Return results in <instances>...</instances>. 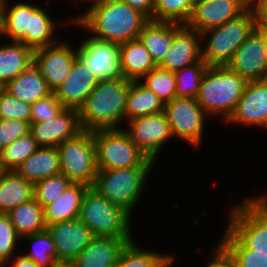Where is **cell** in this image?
<instances>
[{
  "mask_svg": "<svg viewBox=\"0 0 267 267\" xmlns=\"http://www.w3.org/2000/svg\"><path fill=\"white\" fill-rule=\"evenodd\" d=\"M90 5L77 16L71 15L68 24L91 32L94 39L122 44L139 37L150 20L140 10L120 0H84ZM73 16V17H72Z\"/></svg>",
  "mask_w": 267,
  "mask_h": 267,
  "instance_id": "obj_1",
  "label": "cell"
},
{
  "mask_svg": "<svg viewBox=\"0 0 267 267\" xmlns=\"http://www.w3.org/2000/svg\"><path fill=\"white\" fill-rule=\"evenodd\" d=\"M130 85L131 80L124 77L100 80L79 109L81 128L90 131L122 128Z\"/></svg>",
  "mask_w": 267,
  "mask_h": 267,
  "instance_id": "obj_2",
  "label": "cell"
},
{
  "mask_svg": "<svg viewBox=\"0 0 267 267\" xmlns=\"http://www.w3.org/2000/svg\"><path fill=\"white\" fill-rule=\"evenodd\" d=\"M247 81L228 66H208L201 81L196 100L204 112L223 123L233 113Z\"/></svg>",
  "mask_w": 267,
  "mask_h": 267,
  "instance_id": "obj_3",
  "label": "cell"
},
{
  "mask_svg": "<svg viewBox=\"0 0 267 267\" xmlns=\"http://www.w3.org/2000/svg\"><path fill=\"white\" fill-rule=\"evenodd\" d=\"M256 27L254 13L249 7L239 17L202 32V59L208 66L227 65Z\"/></svg>",
  "mask_w": 267,
  "mask_h": 267,
  "instance_id": "obj_4",
  "label": "cell"
},
{
  "mask_svg": "<svg viewBox=\"0 0 267 267\" xmlns=\"http://www.w3.org/2000/svg\"><path fill=\"white\" fill-rule=\"evenodd\" d=\"M78 219L90 229L93 236L133 239L131 214L92 187L83 197Z\"/></svg>",
  "mask_w": 267,
  "mask_h": 267,
  "instance_id": "obj_5",
  "label": "cell"
},
{
  "mask_svg": "<svg viewBox=\"0 0 267 267\" xmlns=\"http://www.w3.org/2000/svg\"><path fill=\"white\" fill-rule=\"evenodd\" d=\"M154 166L98 170L94 188L111 203L123 207L131 215L138 205L146 181ZM133 211V212H132Z\"/></svg>",
  "mask_w": 267,
  "mask_h": 267,
  "instance_id": "obj_6",
  "label": "cell"
},
{
  "mask_svg": "<svg viewBox=\"0 0 267 267\" xmlns=\"http://www.w3.org/2000/svg\"><path fill=\"white\" fill-rule=\"evenodd\" d=\"M94 141L98 170L156 164L136 146L124 128L95 130Z\"/></svg>",
  "mask_w": 267,
  "mask_h": 267,
  "instance_id": "obj_7",
  "label": "cell"
},
{
  "mask_svg": "<svg viewBox=\"0 0 267 267\" xmlns=\"http://www.w3.org/2000/svg\"><path fill=\"white\" fill-rule=\"evenodd\" d=\"M61 174L72 183L93 187L98 172L94 131L82 129L58 147Z\"/></svg>",
  "mask_w": 267,
  "mask_h": 267,
  "instance_id": "obj_8",
  "label": "cell"
},
{
  "mask_svg": "<svg viewBox=\"0 0 267 267\" xmlns=\"http://www.w3.org/2000/svg\"><path fill=\"white\" fill-rule=\"evenodd\" d=\"M226 229L246 248L267 253V208L255 197L231 206Z\"/></svg>",
  "mask_w": 267,
  "mask_h": 267,
  "instance_id": "obj_9",
  "label": "cell"
},
{
  "mask_svg": "<svg viewBox=\"0 0 267 267\" xmlns=\"http://www.w3.org/2000/svg\"><path fill=\"white\" fill-rule=\"evenodd\" d=\"M164 113L171 127L174 138H178L191 147H199L204 137V112L195 98H174L165 103Z\"/></svg>",
  "mask_w": 267,
  "mask_h": 267,
  "instance_id": "obj_10",
  "label": "cell"
},
{
  "mask_svg": "<svg viewBox=\"0 0 267 267\" xmlns=\"http://www.w3.org/2000/svg\"><path fill=\"white\" fill-rule=\"evenodd\" d=\"M127 123L128 129L123 127L124 130L136 146L154 162L168 140L174 138L164 112L136 118Z\"/></svg>",
  "mask_w": 267,
  "mask_h": 267,
  "instance_id": "obj_11",
  "label": "cell"
},
{
  "mask_svg": "<svg viewBox=\"0 0 267 267\" xmlns=\"http://www.w3.org/2000/svg\"><path fill=\"white\" fill-rule=\"evenodd\" d=\"M83 37L85 39L77 47V57L88 66L98 80L123 77L119 44L97 40L91 36Z\"/></svg>",
  "mask_w": 267,
  "mask_h": 267,
  "instance_id": "obj_12",
  "label": "cell"
},
{
  "mask_svg": "<svg viewBox=\"0 0 267 267\" xmlns=\"http://www.w3.org/2000/svg\"><path fill=\"white\" fill-rule=\"evenodd\" d=\"M60 40L53 45L34 50V64L46 80L48 88L55 90L68 76L77 57V47Z\"/></svg>",
  "mask_w": 267,
  "mask_h": 267,
  "instance_id": "obj_13",
  "label": "cell"
},
{
  "mask_svg": "<svg viewBox=\"0 0 267 267\" xmlns=\"http://www.w3.org/2000/svg\"><path fill=\"white\" fill-rule=\"evenodd\" d=\"M246 81L267 79V47L264 34L256 27L226 65Z\"/></svg>",
  "mask_w": 267,
  "mask_h": 267,
  "instance_id": "obj_14",
  "label": "cell"
},
{
  "mask_svg": "<svg viewBox=\"0 0 267 267\" xmlns=\"http://www.w3.org/2000/svg\"><path fill=\"white\" fill-rule=\"evenodd\" d=\"M250 0H196L186 26L202 33L243 14Z\"/></svg>",
  "mask_w": 267,
  "mask_h": 267,
  "instance_id": "obj_15",
  "label": "cell"
},
{
  "mask_svg": "<svg viewBox=\"0 0 267 267\" xmlns=\"http://www.w3.org/2000/svg\"><path fill=\"white\" fill-rule=\"evenodd\" d=\"M224 123L267 129V79L247 81L233 113Z\"/></svg>",
  "mask_w": 267,
  "mask_h": 267,
  "instance_id": "obj_16",
  "label": "cell"
},
{
  "mask_svg": "<svg viewBox=\"0 0 267 267\" xmlns=\"http://www.w3.org/2000/svg\"><path fill=\"white\" fill-rule=\"evenodd\" d=\"M81 130L79 110L63 108L54 119L31 123L29 133L39 147H58Z\"/></svg>",
  "mask_w": 267,
  "mask_h": 267,
  "instance_id": "obj_17",
  "label": "cell"
},
{
  "mask_svg": "<svg viewBox=\"0 0 267 267\" xmlns=\"http://www.w3.org/2000/svg\"><path fill=\"white\" fill-rule=\"evenodd\" d=\"M57 251V262H72L90 243L93 234L78 218L46 227Z\"/></svg>",
  "mask_w": 267,
  "mask_h": 267,
  "instance_id": "obj_18",
  "label": "cell"
},
{
  "mask_svg": "<svg viewBox=\"0 0 267 267\" xmlns=\"http://www.w3.org/2000/svg\"><path fill=\"white\" fill-rule=\"evenodd\" d=\"M98 82L88 66L77 58L68 76L54 93L64 108L79 110Z\"/></svg>",
  "mask_w": 267,
  "mask_h": 267,
  "instance_id": "obj_19",
  "label": "cell"
},
{
  "mask_svg": "<svg viewBox=\"0 0 267 267\" xmlns=\"http://www.w3.org/2000/svg\"><path fill=\"white\" fill-rule=\"evenodd\" d=\"M201 33L184 25L175 35L159 67L175 72L202 60Z\"/></svg>",
  "mask_w": 267,
  "mask_h": 267,
  "instance_id": "obj_20",
  "label": "cell"
},
{
  "mask_svg": "<svg viewBox=\"0 0 267 267\" xmlns=\"http://www.w3.org/2000/svg\"><path fill=\"white\" fill-rule=\"evenodd\" d=\"M135 239L94 236L72 261L77 267H114L127 245Z\"/></svg>",
  "mask_w": 267,
  "mask_h": 267,
  "instance_id": "obj_21",
  "label": "cell"
},
{
  "mask_svg": "<svg viewBox=\"0 0 267 267\" xmlns=\"http://www.w3.org/2000/svg\"><path fill=\"white\" fill-rule=\"evenodd\" d=\"M183 24L149 20L143 27L139 39L149 51L153 61L158 66L169 52L174 35Z\"/></svg>",
  "mask_w": 267,
  "mask_h": 267,
  "instance_id": "obj_22",
  "label": "cell"
},
{
  "mask_svg": "<svg viewBox=\"0 0 267 267\" xmlns=\"http://www.w3.org/2000/svg\"><path fill=\"white\" fill-rule=\"evenodd\" d=\"M89 188L83 183H71L55 202L44 207L46 225L77 219L83 197Z\"/></svg>",
  "mask_w": 267,
  "mask_h": 267,
  "instance_id": "obj_23",
  "label": "cell"
},
{
  "mask_svg": "<svg viewBox=\"0 0 267 267\" xmlns=\"http://www.w3.org/2000/svg\"><path fill=\"white\" fill-rule=\"evenodd\" d=\"M16 172L33 184L61 174L60 156L57 147H39L21 163Z\"/></svg>",
  "mask_w": 267,
  "mask_h": 267,
  "instance_id": "obj_24",
  "label": "cell"
},
{
  "mask_svg": "<svg viewBox=\"0 0 267 267\" xmlns=\"http://www.w3.org/2000/svg\"><path fill=\"white\" fill-rule=\"evenodd\" d=\"M120 66L125 79L139 81L157 65L139 38L119 44Z\"/></svg>",
  "mask_w": 267,
  "mask_h": 267,
  "instance_id": "obj_25",
  "label": "cell"
},
{
  "mask_svg": "<svg viewBox=\"0 0 267 267\" xmlns=\"http://www.w3.org/2000/svg\"><path fill=\"white\" fill-rule=\"evenodd\" d=\"M34 63V50L17 41L0 45V83L9 81L28 69Z\"/></svg>",
  "mask_w": 267,
  "mask_h": 267,
  "instance_id": "obj_26",
  "label": "cell"
},
{
  "mask_svg": "<svg viewBox=\"0 0 267 267\" xmlns=\"http://www.w3.org/2000/svg\"><path fill=\"white\" fill-rule=\"evenodd\" d=\"M4 89L17 99L30 104L52 93L34 63L15 79L9 81Z\"/></svg>",
  "mask_w": 267,
  "mask_h": 267,
  "instance_id": "obj_27",
  "label": "cell"
},
{
  "mask_svg": "<svg viewBox=\"0 0 267 267\" xmlns=\"http://www.w3.org/2000/svg\"><path fill=\"white\" fill-rule=\"evenodd\" d=\"M34 199V184L16 171L0 176V213L7 214L20 204Z\"/></svg>",
  "mask_w": 267,
  "mask_h": 267,
  "instance_id": "obj_28",
  "label": "cell"
},
{
  "mask_svg": "<svg viewBox=\"0 0 267 267\" xmlns=\"http://www.w3.org/2000/svg\"><path fill=\"white\" fill-rule=\"evenodd\" d=\"M165 104L139 81H131L126 100L125 123L136 118L164 112Z\"/></svg>",
  "mask_w": 267,
  "mask_h": 267,
  "instance_id": "obj_29",
  "label": "cell"
},
{
  "mask_svg": "<svg viewBox=\"0 0 267 267\" xmlns=\"http://www.w3.org/2000/svg\"><path fill=\"white\" fill-rule=\"evenodd\" d=\"M7 215L20 238L43 231L47 227L44 220V208L35 199L18 205Z\"/></svg>",
  "mask_w": 267,
  "mask_h": 267,
  "instance_id": "obj_30",
  "label": "cell"
},
{
  "mask_svg": "<svg viewBox=\"0 0 267 267\" xmlns=\"http://www.w3.org/2000/svg\"><path fill=\"white\" fill-rule=\"evenodd\" d=\"M5 0V33L4 38L26 45V31H29L30 15L40 6L20 1L10 4Z\"/></svg>",
  "mask_w": 267,
  "mask_h": 267,
  "instance_id": "obj_31",
  "label": "cell"
},
{
  "mask_svg": "<svg viewBox=\"0 0 267 267\" xmlns=\"http://www.w3.org/2000/svg\"><path fill=\"white\" fill-rule=\"evenodd\" d=\"M46 8L39 6L30 15L29 31H26V46L33 50L47 47L58 42L57 36H54L57 23L49 15ZM47 10V11H46ZM54 36V37H53ZM56 38V39H55Z\"/></svg>",
  "mask_w": 267,
  "mask_h": 267,
  "instance_id": "obj_32",
  "label": "cell"
},
{
  "mask_svg": "<svg viewBox=\"0 0 267 267\" xmlns=\"http://www.w3.org/2000/svg\"><path fill=\"white\" fill-rule=\"evenodd\" d=\"M175 255L139 248L136 241L127 245L114 267H171Z\"/></svg>",
  "mask_w": 267,
  "mask_h": 267,
  "instance_id": "obj_33",
  "label": "cell"
},
{
  "mask_svg": "<svg viewBox=\"0 0 267 267\" xmlns=\"http://www.w3.org/2000/svg\"><path fill=\"white\" fill-rule=\"evenodd\" d=\"M218 245L235 262L236 267H267V253L246 249L227 229Z\"/></svg>",
  "mask_w": 267,
  "mask_h": 267,
  "instance_id": "obj_34",
  "label": "cell"
},
{
  "mask_svg": "<svg viewBox=\"0 0 267 267\" xmlns=\"http://www.w3.org/2000/svg\"><path fill=\"white\" fill-rule=\"evenodd\" d=\"M21 239L33 245L30 252L24 255L35 261L39 267L57 266L56 247L47 229L23 236Z\"/></svg>",
  "mask_w": 267,
  "mask_h": 267,
  "instance_id": "obj_35",
  "label": "cell"
},
{
  "mask_svg": "<svg viewBox=\"0 0 267 267\" xmlns=\"http://www.w3.org/2000/svg\"><path fill=\"white\" fill-rule=\"evenodd\" d=\"M208 65L202 59L174 72L176 98H196Z\"/></svg>",
  "mask_w": 267,
  "mask_h": 267,
  "instance_id": "obj_36",
  "label": "cell"
},
{
  "mask_svg": "<svg viewBox=\"0 0 267 267\" xmlns=\"http://www.w3.org/2000/svg\"><path fill=\"white\" fill-rule=\"evenodd\" d=\"M195 2L196 0H155L152 20L186 25Z\"/></svg>",
  "mask_w": 267,
  "mask_h": 267,
  "instance_id": "obj_37",
  "label": "cell"
},
{
  "mask_svg": "<svg viewBox=\"0 0 267 267\" xmlns=\"http://www.w3.org/2000/svg\"><path fill=\"white\" fill-rule=\"evenodd\" d=\"M139 82L153 91L164 104L176 97V81L172 71L156 66L144 75Z\"/></svg>",
  "mask_w": 267,
  "mask_h": 267,
  "instance_id": "obj_38",
  "label": "cell"
},
{
  "mask_svg": "<svg viewBox=\"0 0 267 267\" xmlns=\"http://www.w3.org/2000/svg\"><path fill=\"white\" fill-rule=\"evenodd\" d=\"M39 148L30 133L0 150L2 163L7 171L16 169Z\"/></svg>",
  "mask_w": 267,
  "mask_h": 267,
  "instance_id": "obj_39",
  "label": "cell"
},
{
  "mask_svg": "<svg viewBox=\"0 0 267 267\" xmlns=\"http://www.w3.org/2000/svg\"><path fill=\"white\" fill-rule=\"evenodd\" d=\"M71 183L63 174L38 181L34 184V199L44 208L55 202Z\"/></svg>",
  "mask_w": 267,
  "mask_h": 267,
  "instance_id": "obj_40",
  "label": "cell"
},
{
  "mask_svg": "<svg viewBox=\"0 0 267 267\" xmlns=\"http://www.w3.org/2000/svg\"><path fill=\"white\" fill-rule=\"evenodd\" d=\"M21 238L17 235L7 214L0 213V267L16 254Z\"/></svg>",
  "mask_w": 267,
  "mask_h": 267,
  "instance_id": "obj_41",
  "label": "cell"
},
{
  "mask_svg": "<svg viewBox=\"0 0 267 267\" xmlns=\"http://www.w3.org/2000/svg\"><path fill=\"white\" fill-rule=\"evenodd\" d=\"M31 104L23 102L5 89L0 93V119H18L30 124Z\"/></svg>",
  "mask_w": 267,
  "mask_h": 267,
  "instance_id": "obj_42",
  "label": "cell"
},
{
  "mask_svg": "<svg viewBox=\"0 0 267 267\" xmlns=\"http://www.w3.org/2000/svg\"><path fill=\"white\" fill-rule=\"evenodd\" d=\"M63 108L56 94L52 92L47 97L31 104L30 124L54 119Z\"/></svg>",
  "mask_w": 267,
  "mask_h": 267,
  "instance_id": "obj_43",
  "label": "cell"
},
{
  "mask_svg": "<svg viewBox=\"0 0 267 267\" xmlns=\"http://www.w3.org/2000/svg\"><path fill=\"white\" fill-rule=\"evenodd\" d=\"M30 124L18 119H0V150L29 133Z\"/></svg>",
  "mask_w": 267,
  "mask_h": 267,
  "instance_id": "obj_44",
  "label": "cell"
},
{
  "mask_svg": "<svg viewBox=\"0 0 267 267\" xmlns=\"http://www.w3.org/2000/svg\"><path fill=\"white\" fill-rule=\"evenodd\" d=\"M257 28H267V0H250Z\"/></svg>",
  "mask_w": 267,
  "mask_h": 267,
  "instance_id": "obj_45",
  "label": "cell"
},
{
  "mask_svg": "<svg viewBox=\"0 0 267 267\" xmlns=\"http://www.w3.org/2000/svg\"><path fill=\"white\" fill-rule=\"evenodd\" d=\"M213 254L206 267H236L235 262L218 244H216Z\"/></svg>",
  "mask_w": 267,
  "mask_h": 267,
  "instance_id": "obj_46",
  "label": "cell"
},
{
  "mask_svg": "<svg viewBox=\"0 0 267 267\" xmlns=\"http://www.w3.org/2000/svg\"><path fill=\"white\" fill-rule=\"evenodd\" d=\"M120 1L129 4L132 8L140 10L150 20H152V15L155 8V0H120Z\"/></svg>",
  "mask_w": 267,
  "mask_h": 267,
  "instance_id": "obj_47",
  "label": "cell"
},
{
  "mask_svg": "<svg viewBox=\"0 0 267 267\" xmlns=\"http://www.w3.org/2000/svg\"><path fill=\"white\" fill-rule=\"evenodd\" d=\"M15 255L16 254H14L6 264L10 263L11 267H39L35 261L25 256L23 252L21 254L19 253L18 256ZM11 259H13V263Z\"/></svg>",
  "mask_w": 267,
  "mask_h": 267,
  "instance_id": "obj_48",
  "label": "cell"
},
{
  "mask_svg": "<svg viewBox=\"0 0 267 267\" xmlns=\"http://www.w3.org/2000/svg\"><path fill=\"white\" fill-rule=\"evenodd\" d=\"M5 33V0H0V36Z\"/></svg>",
  "mask_w": 267,
  "mask_h": 267,
  "instance_id": "obj_49",
  "label": "cell"
},
{
  "mask_svg": "<svg viewBox=\"0 0 267 267\" xmlns=\"http://www.w3.org/2000/svg\"><path fill=\"white\" fill-rule=\"evenodd\" d=\"M266 208H267V195L264 193V194H257V196H255Z\"/></svg>",
  "mask_w": 267,
  "mask_h": 267,
  "instance_id": "obj_50",
  "label": "cell"
},
{
  "mask_svg": "<svg viewBox=\"0 0 267 267\" xmlns=\"http://www.w3.org/2000/svg\"><path fill=\"white\" fill-rule=\"evenodd\" d=\"M56 267H77L73 262H58Z\"/></svg>",
  "mask_w": 267,
  "mask_h": 267,
  "instance_id": "obj_51",
  "label": "cell"
},
{
  "mask_svg": "<svg viewBox=\"0 0 267 267\" xmlns=\"http://www.w3.org/2000/svg\"><path fill=\"white\" fill-rule=\"evenodd\" d=\"M7 170L5 169L3 163H2V158H1V153H0V176L3 175Z\"/></svg>",
  "mask_w": 267,
  "mask_h": 267,
  "instance_id": "obj_52",
  "label": "cell"
},
{
  "mask_svg": "<svg viewBox=\"0 0 267 267\" xmlns=\"http://www.w3.org/2000/svg\"><path fill=\"white\" fill-rule=\"evenodd\" d=\"M264 34V40L267 47V28H258Z\"/></svg>",
  "mask_w": 267,
  "mask_h": 267,
  "instance_id": "obj_53",
  "label": "cell"
},
{
  "mask_svg": "<svg viewBox=\"0 0 267 267\" xmlns=\"http://www.w3.org/2000/svg\"><path fill=\"white\" fill-rule=\"evenodd\" d=\"M74 1H75V0H74ZM76 1L78 2V1H81V0H76ZM50 2H51V0H46V1H45V4L47 5V4L50 3ZM52 2H53V0H52Z\"/></svg>",
  "mask_w": 267,
  "mask_h": 267,
  "instance_id": "obj_54",
  "label": "cell"
},
{
  "mask_svg": "<svg viewBox=\"0 0 267 267\" xmlns=\"http://www.w3.org/2000/svg\"><path fill=\"white\" fill-rule=\"evenodd\" d=\"M4 89V86L0 83V93Z\"/></svg>",
  "mask_w": 267,
  "mask_h": 267,
  "instance_id": "obj_55",
  "label": "cell"
}]
</instances>
